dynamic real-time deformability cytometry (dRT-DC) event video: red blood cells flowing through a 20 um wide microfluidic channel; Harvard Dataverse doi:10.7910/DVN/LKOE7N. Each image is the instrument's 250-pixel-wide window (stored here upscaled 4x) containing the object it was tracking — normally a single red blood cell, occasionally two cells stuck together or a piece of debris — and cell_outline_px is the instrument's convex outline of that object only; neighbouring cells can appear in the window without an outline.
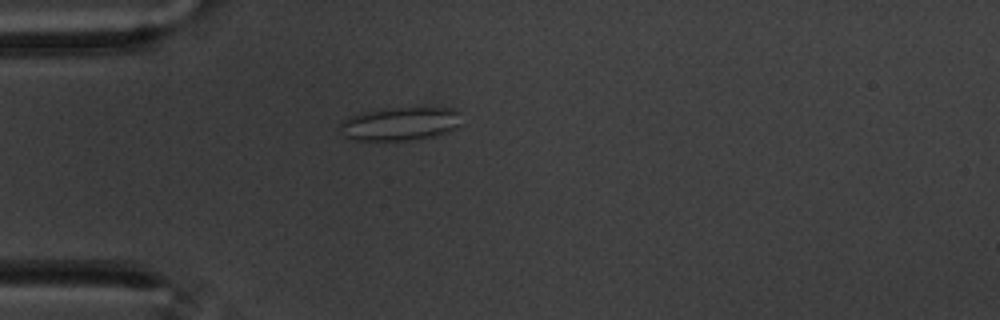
{"species": "common noctule bat (a hibernating species)", "species_latin": "Nyctalus noctula", "temperature_condition": "warm", "stored_images_in_passage": 59, "camera_frame_rate_fps": 3000, "um_per_image_px": 0.085, "animal": {"sex": "male", "body_mass_g": 20.1, "forearm_length_mm": 53.5}, "frame": {"image": 1, "passage_image": 17, "time_ms": 5.333, "image_size_px": [1000, 320], "cell_outline_px": [[460, 124], [456, 128], [448, 132], [436, 136], [412, 140], [356, 140], [344, 136], [336, 128], [348, 116], [364, 112], [384, 108], [452, 108], [456, 112]], "centroid_in_image_um": [33.95, 10.53], "position_along_channel_um": 51.1, "area_um2": 23.64}}
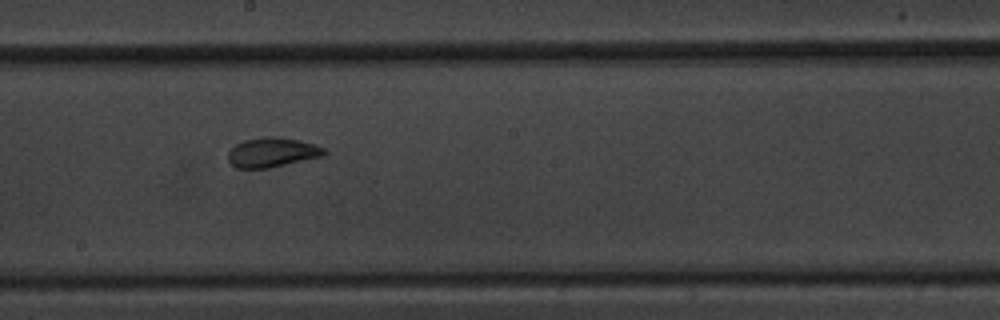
{"frame": {"image": 2, "passage_image": 33, "time_ms": 10.667, "image_size_px": [1000, 320], "cell_outline_px": [[328, 152], [324, 156], [268, 168], [236, 168], [228, 160], [228, 152], [236, 144], [244, 140], [268, 136], [280, 136], [300, 140], [316, 144], [324, 148]], "centroid_in_image_um": [23.17, 12.94], "position_along_channel_um": 225.0, "area_um2": 16.7}}
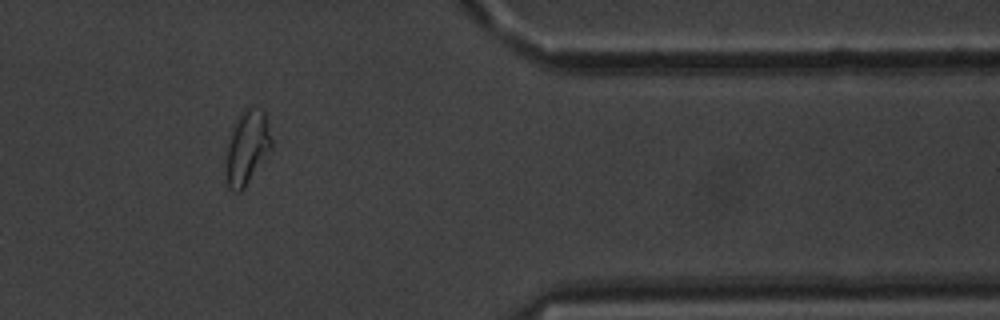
{"frame": {"image": 3, "passage_image": 49, "time_ms": 16.0, "image_size_px": [1000, 320], "cell_outline_px": [[272, 148], [244, 188], [240, 192], [236, 192], [228, 188], [228, 136], [240, 112], [248, 104], [260, 108], [264, 112], [272, 140]], "centroid_in_image_um": [21.03, 12.46], "position_along_channel_um": 390.4, "area_um2": 19.36}, "authors_computed_cell_mechanics": {"area_um2": 19.363, "velocity_mm_per_s": 3.468, "shape_relaxation_time_tau1_ms": null, "shape_relaxation_time_tau2_ms": 1.3765, "deformation_change_tau1": null, "deformation_change_tau2": 0.0738}}